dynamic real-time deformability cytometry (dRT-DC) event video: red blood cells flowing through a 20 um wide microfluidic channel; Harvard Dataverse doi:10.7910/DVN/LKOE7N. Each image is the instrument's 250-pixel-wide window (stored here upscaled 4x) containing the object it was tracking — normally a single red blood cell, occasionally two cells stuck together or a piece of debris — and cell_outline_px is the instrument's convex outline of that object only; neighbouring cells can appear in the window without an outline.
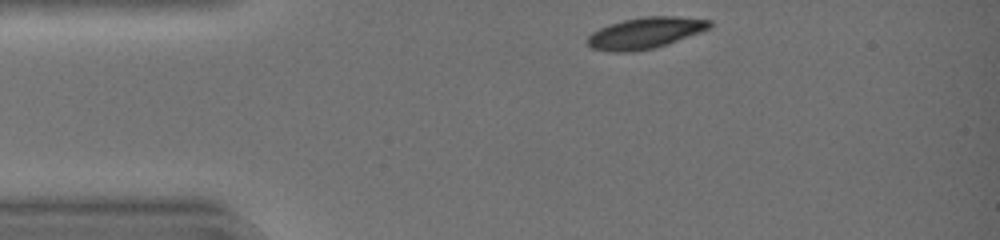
{"species": "common noctule bat (a hibernating species)", "species_latin": "Nyctalus noctula", "temperature_condition": "warm", "stored_images_in_passage": 33, "camera_frame_rate_fps": 3000, "um_per_image_px": 0.085, "animal": {"sex": "female", "body_mass_g": 19.0, "forearm_length_mm": 51.5}, "frame": {"image": 1, "passage_image": 1, "time_ms": 0.0, "image_size_px": [1000, 240], "cell_outline_px": [[712, 24], [708, 28], [700, 32], [668, 44], [652, 48], [628, 52], [612, 52], [592, 48], [588, 44], [588, 36], [592, 32], [608, 24], [624, 20], [644, 16], [676, 16], [712, 20]], "centroid_in_image_um": [54.84, 2.79], "position_along_channel_um": 30.2, "area_um2": 22.08}}
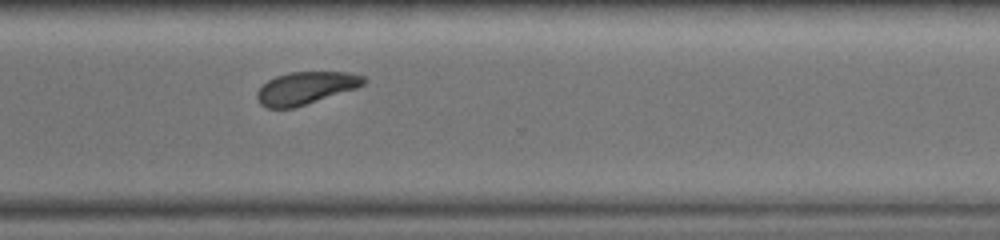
{"frame": {"image": 2, "passage_image": 26, "time_ms": 8.333, "image_size_px": [1000, 240], "cell_outline_px": [[368, 80], [364, 84], [356, 88], [296, 108], [264, 108], [256, 100], [256, 92], [268, 80], [276, 76], [288, 72], [352, 72], [364, 76]], "centroid_in_image_um": [25.98, 7.49], "position_along_channel_um": 344.6, "area_um2": 20.46}}
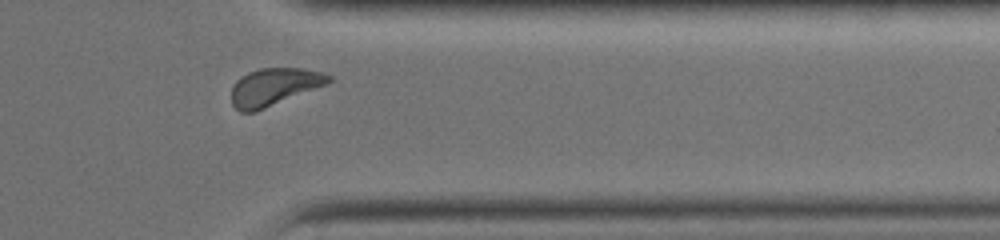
{"frame": {"image": 3, "passage_image": 29, "time_ms": 9.333, "image_size_px": [1000, 240], "cell_outline_px": [[332, 80], [328, 84], [256, 112], [240, 112], [232, 104], [232, 88], [236, 80], [240, 76], [248, 72], [260, 68], [300, 68], [324, 72], [332, 76]], "centroid_in_image_um": [23.31, 7.38], "position_along_channel_um": 388.1, "area_um2": 21.44}, "authors_computed_cell_mechanics": {"area_um2": 22.253, "velocity_mm_per_s": 4.3163, "shape_relaxation_time_tau1_ms": 2.8957, "shape_relaxation_time_tau2_ms": null, "deformation_change_tau1": 0.1177, "deformation_change_tau2": null}}